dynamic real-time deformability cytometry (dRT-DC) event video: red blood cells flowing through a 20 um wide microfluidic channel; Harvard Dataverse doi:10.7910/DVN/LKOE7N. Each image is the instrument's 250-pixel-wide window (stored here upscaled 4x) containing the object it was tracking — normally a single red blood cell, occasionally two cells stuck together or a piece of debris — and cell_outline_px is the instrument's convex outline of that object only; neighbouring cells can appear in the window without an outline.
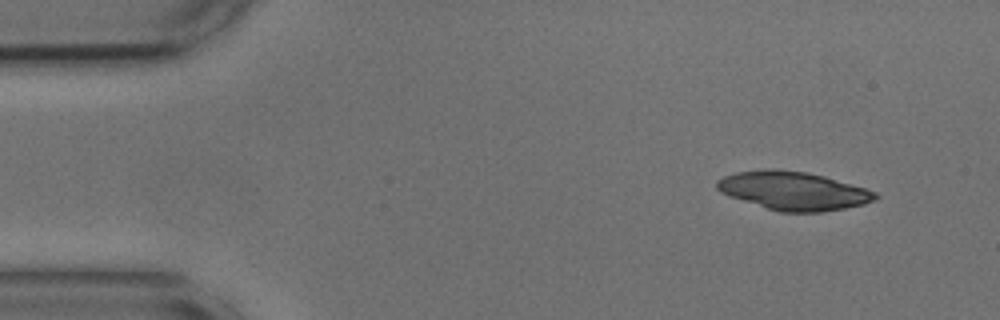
{"species": "common noctule bat (a hibernating species)", "species_latin": "Nyctalus noctula", "temperature_condition": "cold", "stored_images_in_passage": 18, "camera_frame_rate_fps": 3000, "um_per_image_px": 0.085, "animal": {"sex": "male", "body_mass_g": 17.9, "forearm_length_mm": 54.2}, "frame": {"image": 1, "passage_image": 1, "time_ms": 0.0, "image_size_px": [1000, 320], "cell_outline_px": [[880, 196], [876, 200], [864, 204], [844, 208], [820, 212], [780, 212], [720, 192], [716, 188], [716, 180], [724, 176], [736, 172], [764, 168], [776, 168], [808, 172], [824, 176], [864, 188], [876, 192]], "centroid_in_image_um": [67.44, 16.2], "position_along_channel_um": 17.6, "area_um2": 35.32}}